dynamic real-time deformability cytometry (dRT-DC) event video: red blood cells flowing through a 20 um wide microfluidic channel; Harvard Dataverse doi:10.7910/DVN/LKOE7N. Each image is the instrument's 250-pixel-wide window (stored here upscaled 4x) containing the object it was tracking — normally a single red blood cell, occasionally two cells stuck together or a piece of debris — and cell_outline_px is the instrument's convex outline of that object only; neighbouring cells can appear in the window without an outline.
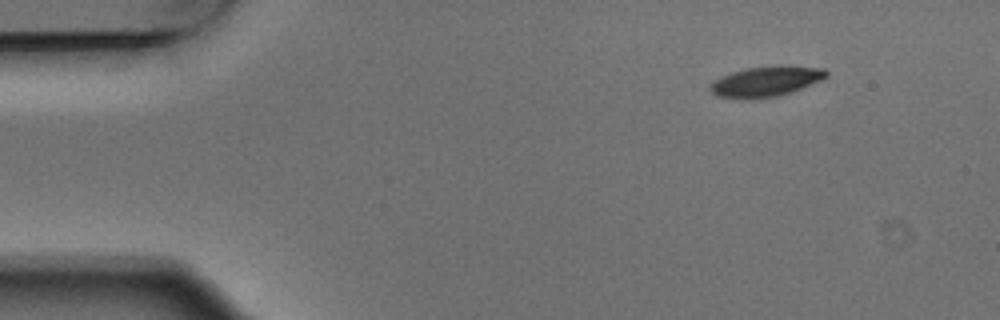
{"species": "Egyptian fruit bat (a non-hibernating species)", "species_latin": "Rousettus aegyptiacus", "temperature_condition": "warm", "stored_images_in_passage": 5, "camera_frame_rate_fps": 3000, "um_per_image_px": 0.085, "animal": {"sex": "male"}, "frame": {"image": 1, "passage_image": 1, "time_ms": 0.0, "image_size_px": [1000, 320], "cell_outline_px": [[828, 76], [820, 80], [792, 92], [776, 96], [748, 100], [740, 100], [716, 96], [708, 88], [720, 76], [732, 72], [748, 68], [776, 64], [780, 64], [824, 68], [828, 72]], "centroid_in_image_um": [65.1, 6.92], "position_along_channel_um": 19.9, "area_um2": 20.87}}
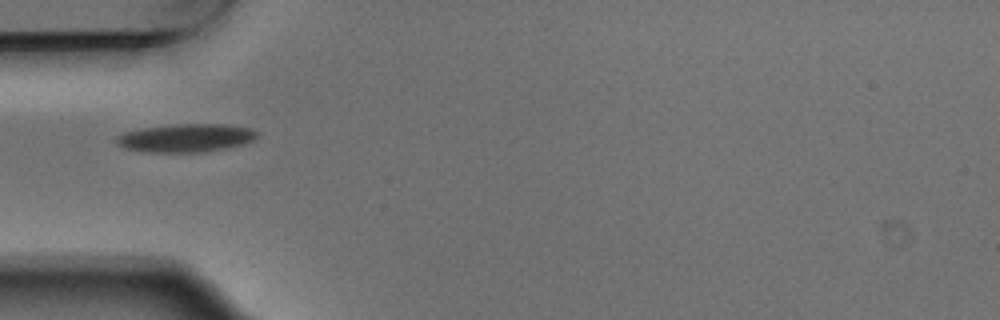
{"frame": {"image": 2, "passage_image": 4, "time_ms": 1.0, "image_size_px": [1000, 320], "cell_outline_px": [[256, 136], [252, 140], [244, 144], [228, 148], [204, 152], [148, 152], [124, 148], [116, 144], [116, 136], [124, 132], [144, 128], [172, 124], [224, 124], [248, 128], [256, 132]], "centroid_in_image_um": [15.76, 11.73], "position_along_channel_um": 69.2, "area_um2": 23.06}}
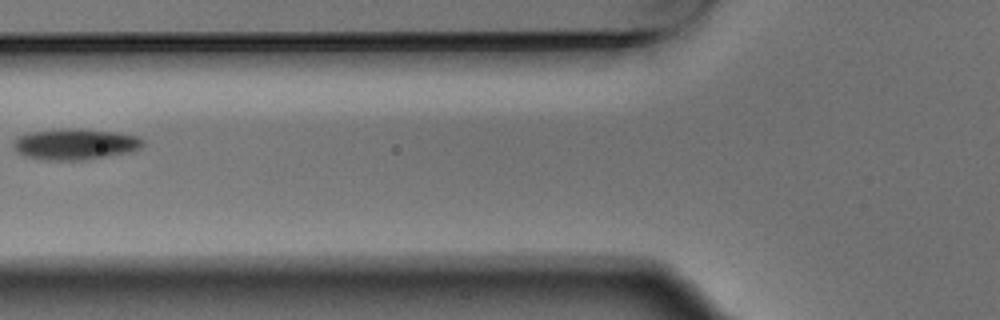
{"frame": {"image": 3, "passage_image": 5, "time_ms": 1.333, "image_size_px": [1000, 320], "cell_outline_px": [[144, 144], [140, 148], [132, 152], [84, 160], [48, 160], [24, 156], [16, 152], [12, 144], [20, 136], [32, 132], [60, 128], [80, 128], [116, 132], [136, 136], [144, 140]], "centroid_in_image_um": [6.41, 12.25], "position_along_channel_um": 119.4, "area_um2": 23.52}}